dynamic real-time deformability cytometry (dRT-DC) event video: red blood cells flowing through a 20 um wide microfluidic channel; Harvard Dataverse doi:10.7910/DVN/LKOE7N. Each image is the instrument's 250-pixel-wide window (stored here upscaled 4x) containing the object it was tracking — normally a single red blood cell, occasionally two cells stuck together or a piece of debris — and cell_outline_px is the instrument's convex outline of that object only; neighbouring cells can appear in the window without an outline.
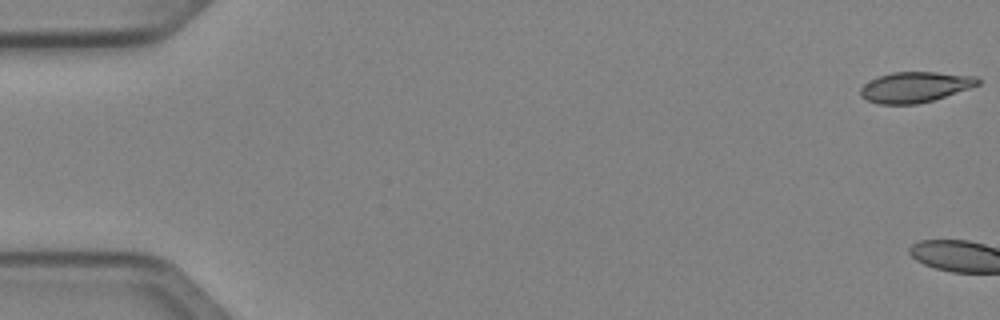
{"species": "Egyptian fruit bat (a non-hibernating species)", "species_latin": "Rousettus aegyptiacus", "temperature_condition": "cold", "stored_images_in_passage": 4, "camera_frame_rate_fps": 3000, "um_per_image_px": 0.085, "animal": {"sex": "female"}, "frame": {"image": 1, "passage_image": 1, "time_ms": 0.0, "image_size_px": [1000, 320], "cell_outline_px": [[980, 84], [932, 100], [916, 104], [880, 104], [868, 100], [860, 96], [860, 88], [864, 84], [880, 76], [892, 72], [936, 72], [976, 76], [980, 80]], "centroid_in_image_um": [77.77, 7.39], "position_along_channel_um": 7.2, "area_um2": 20.58}}